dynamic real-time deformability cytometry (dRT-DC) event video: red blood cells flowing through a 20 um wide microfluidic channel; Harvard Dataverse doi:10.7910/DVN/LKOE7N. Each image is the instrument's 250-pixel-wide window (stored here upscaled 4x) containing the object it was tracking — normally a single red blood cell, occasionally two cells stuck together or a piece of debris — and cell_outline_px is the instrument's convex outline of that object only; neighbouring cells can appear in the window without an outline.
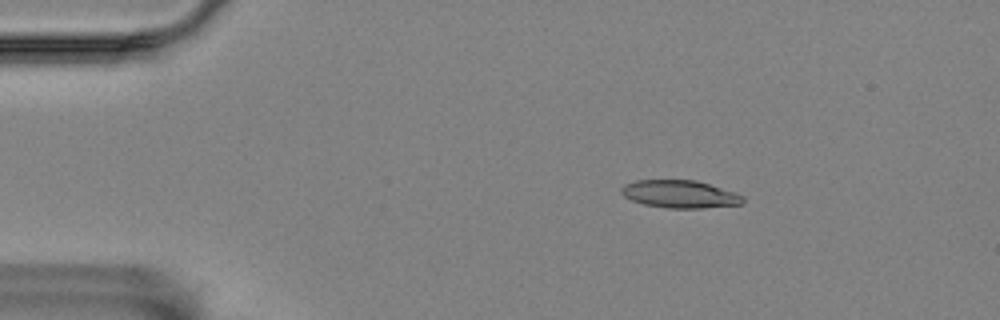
{"species": "Egyptian fruit bat (a non-hibernating species)", "species_latin": "Rousettus aegyptiacus", "temperature_condition": "room temperature", "stored_images_in_passage": 4, "camera_frame_rate_fps": 3000, "um_per_image_px": 0.085, "animal": {"sex": "female"}, "frame": {"image": 1, "passage_image": 2, "time_ms": 0.333, "image_size_px": [1000, 320], "cell_outline_px": [[744, 204], [704, 208], [668, 208], [644, 204], [632, 200], [624, 196], [620, 192], [620, 188], [624, 184], [636, 180], [696, 180], [736, 192], [744, 196]], "centroid_in_image_um": [57.81, 16.5], "position_along_channel_um": 27.2, "area_um2": 19.77}}